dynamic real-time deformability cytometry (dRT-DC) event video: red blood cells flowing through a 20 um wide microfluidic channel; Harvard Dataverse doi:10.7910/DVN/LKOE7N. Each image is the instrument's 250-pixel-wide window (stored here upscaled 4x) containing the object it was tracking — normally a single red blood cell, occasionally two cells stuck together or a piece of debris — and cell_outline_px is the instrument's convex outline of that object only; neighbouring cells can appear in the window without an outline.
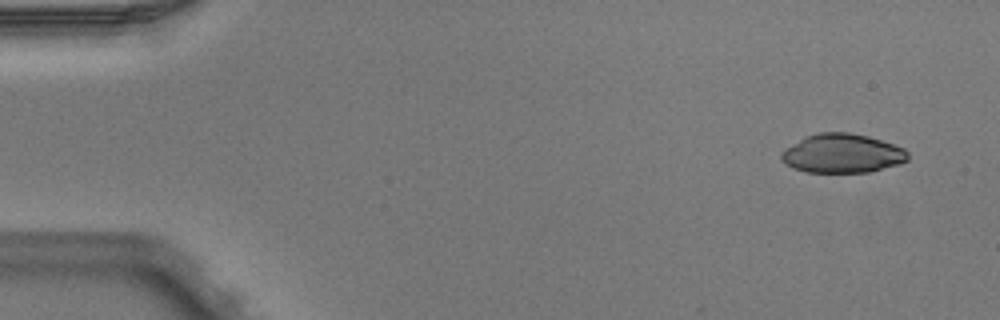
{"species": "Egyptian fruit bat (a non-hibernating species)", "species_latin": "Rousettus aegyptiacus", "temperature_condition": "warm", "stored_images_in_passage": 5, "segment_of_instrument_passage": [1, 2], "camera_frame_rate_fps": 3000, "um_per_image_px": 0.085, "animal": {"sex": "male"}, "frame": {"image": 1, "passage_image": 1, "time_ms": 0.0, "image_size_px": [1000, 320], "cell_outline_px": [[908, 160], [900, 164], [868, 172], [804, 172], [792, 168], [780, 160], [780, 152], [804, 136], [820, 132], [848, 132], [868, 136], [904, 148], [908, 152]], "centroid_in_image_um": [71.56, 13.04], "position_along_channel_um": 13.4, "area_um2": 28.9}}
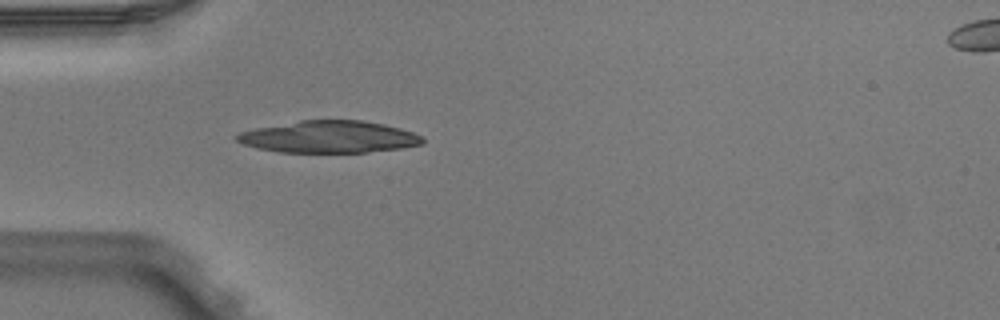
{"frame": {"image": 2, "passage_image": 4, "time_ms": 1.0, "image_size_px": [1000, 320], "cell_outline_px": [[424, 144], [404, 148], [368, 152], [280, 152], [256, 148], [244, 144], [236, 140], [232, 136], [240, 132], [256, 128], [300, 120], [364, 120], [384, 124], [400, 128], [424, 136]], "centroid_in_image_um": [28.0, 11.63], "position_along_channel_um": 57.0, "area_um2": 34.85}}